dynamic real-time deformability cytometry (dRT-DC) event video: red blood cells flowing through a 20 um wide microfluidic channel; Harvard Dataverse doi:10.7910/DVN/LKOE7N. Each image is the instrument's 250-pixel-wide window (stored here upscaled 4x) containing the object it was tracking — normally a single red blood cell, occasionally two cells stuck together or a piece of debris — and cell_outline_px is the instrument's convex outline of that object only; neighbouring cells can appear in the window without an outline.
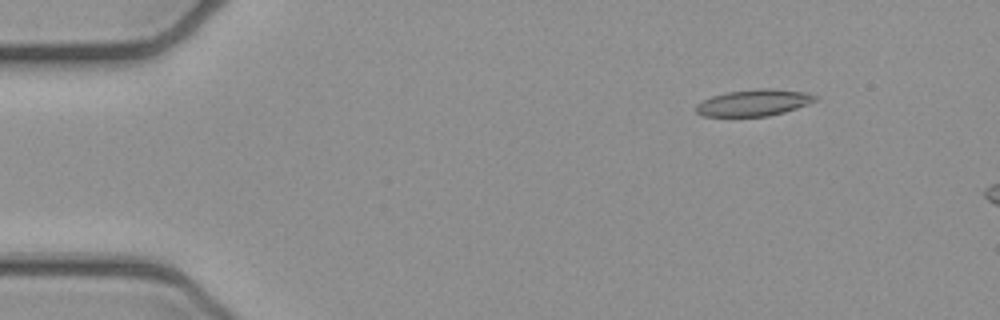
{"species": "common noctule bat (a hibernating species)", "species_latin": "Nyctalus noctula", "temperature_condition": "cold", "stored_images_in_passage": 3, "camera_frame_rate_fps": 3000, "um_per_image_px": 0.085, "animal": {"sex": "female", "body_mass_g": 21.9}, "frame": {"image": 1, "passage_image": 1, "time_ms": 0.0, "image_size_px": [1000, 320], "cell_outline_px": [[816, 100], [808, 104], [784, 112], [768, 116], [704, 116], [696, 112], [696, 104], [712, 96], [728, 92], [756, 88], [768, 88], [808, 92], [816, 96]], "centroid_in_image_um": [64.08, 8.72], "position_along_channel_um": 20.9, "area_um2": 18.32}}